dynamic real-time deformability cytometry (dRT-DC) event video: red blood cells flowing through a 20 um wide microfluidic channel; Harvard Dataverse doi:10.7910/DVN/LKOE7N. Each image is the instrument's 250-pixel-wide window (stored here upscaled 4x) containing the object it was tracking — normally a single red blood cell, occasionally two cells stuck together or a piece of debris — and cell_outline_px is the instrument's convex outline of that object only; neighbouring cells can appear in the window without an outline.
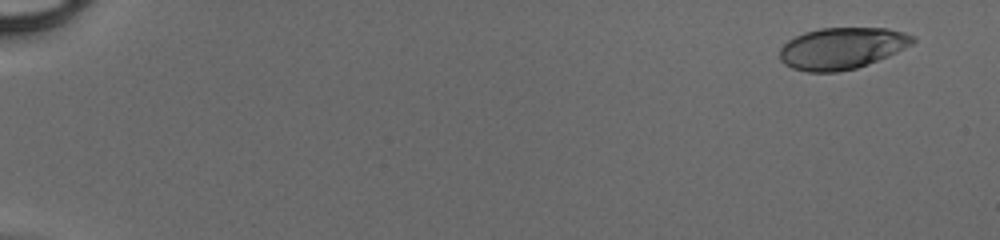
{"species": "human", "species_latin": "Homo sapiens", "temperature_condition": "cold", "stored_images_in_passage": 50, "camera_frame_rate_fps": 3000, "um_per_image_px": 0.085, "donor": {"sex": "male"}, "frame": {"image": 1, "passage_image": 4, "time_ms": 1.0, "image_size_px": [1000, 240], "cell_outline_px": [[916, 40], [912, 44], [888, 56], [868, 64], [856, 68], [836, 72], [808, 72], [792, 68], [784, 64], [780, 60], [780, 48], [788, 40], [804, 32], [820, 28], [888, 28], [904, 32], [916, 36]], "centroid_in_image_um": [71.56, 4.1], "position_along_channel_um": 13.4, "area_um2": 32.31}}
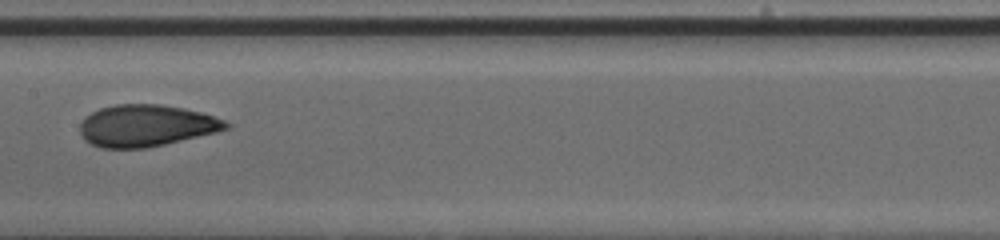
{"frame": {"image": 2, "passage_image": 29, "time_ms": 9.333, "image_size_px": [1000, 240], "cell_outline_px": [[232, 124], [228, 128], [216, 132], [164, 144], [144, 148], [100, 148], [84, 140], [80, 132], [80, 124], [92, 112], [100, 108], [116, 104], [160, 104], [184, 108], [200, 112], [224, 120]], "centroid_in_image_um": [12.42, 10.68], "position_along_channel_um": 195.0, "area_um2": 35.32}}
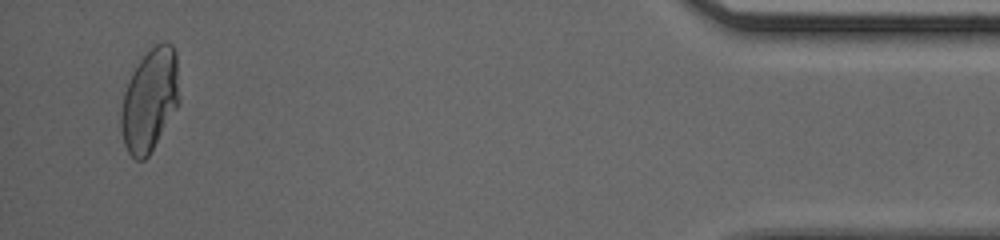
{"frame": {"image": 3, "passage_image": 49, "time_ms": 16.0, "image_size_px": [1000, 240], "cell_outline_px": [[180, 100], [176, 108], [148, 156], [144, 160], [136, 160], [128, 152], [124, 144], [120, 128], [120, 112], [124, 92], [132, 72], [140, 60], [156, 44], [164, 40], [172, 44], [176, 52], [180, 96]], "centroid_in_image_um": [12.73, 8.49], "position_along_channel_um": 422.5, "area_um2": 34.85}}